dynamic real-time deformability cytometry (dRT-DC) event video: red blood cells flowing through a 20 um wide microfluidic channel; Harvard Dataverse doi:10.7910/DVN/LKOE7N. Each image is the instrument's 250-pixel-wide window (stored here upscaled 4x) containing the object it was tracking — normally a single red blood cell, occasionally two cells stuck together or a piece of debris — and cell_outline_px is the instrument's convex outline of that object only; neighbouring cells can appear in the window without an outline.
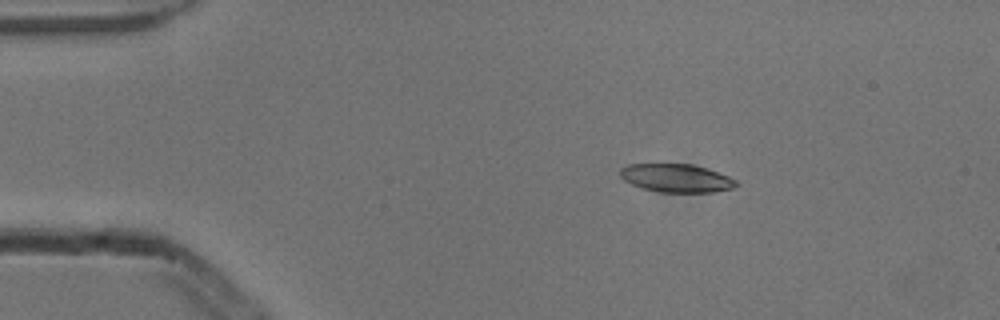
{"species": "common noctule bat (a hibernating species)", "species_latin": "Nyctalus noctula", "temperature_condition": "cold", "stored_images_in_passage": 4, "camera_frame_rate_fps": 3000, "um_per_image_px": 0.085, "animal": {"sex": "male", "body_mass_g": 13.3}, "frame": {"image": 1, "passage_image": 2, "time_ms": 0.333, "image_size_px": [1000, 320], "cell_outline_px": [[740, 184], [732, 188], [712, 192], [660, 192], [640, 188], [624, 180], [620, 176], [620, 168], [628, 164], [692, 164], [708, 168], [728, 176], [736, 180]], "centroid_in_image_um": [57.49, 15.13], "position_along_channel_um": 27.5, "area_um2": 19.19}}
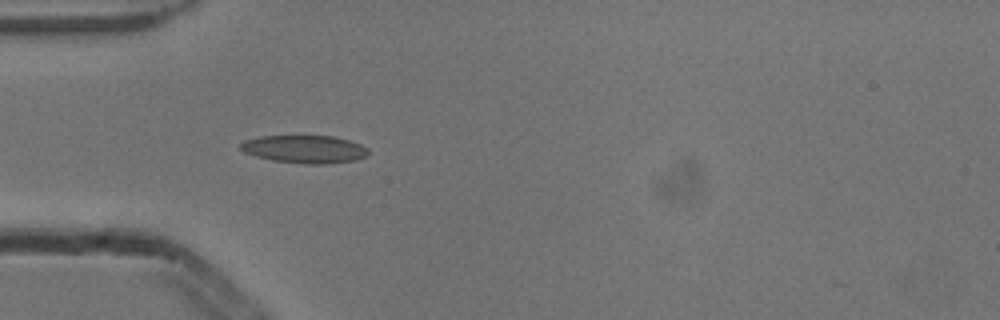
{"frame": {"image": 2, "passage_image": 4, "time_ms": 1.0, "image_size_px": [1000, 320], "cell_outline_px": [[368, 152], [364, 156], [356, 160], [324, 164], [304, 164], [272, 160], [256, 156], [244, 152], [240, 148], [240, 144], [244, 140], [260, 136], [332, 136], [348, 140], [360, 144], [368, 148]], "centroid_in_image_um": [25.87, 12.68], "position_along_channel_um": 59.1, "area_um2": 20.63}}